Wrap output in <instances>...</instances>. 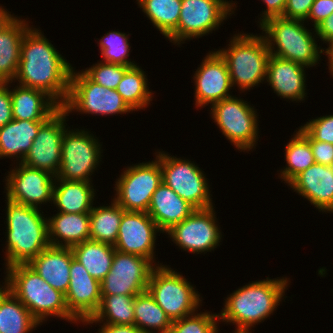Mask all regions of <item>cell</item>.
I'll list each match as a JSON object with an SVG mask.
<instances>
[{"instance_id": "6da1fadb", "label": "cell", "mask_w": 333, "mask_h": 333, "mask_svg": "<svg viewBox=\"0 0 333 333\" xmlns=\"http://www.w3.org/2000/svg\"><path fill=\"white\" fill-rule=\"evenodd\" d=\"M72 69L41 30L31 26L23 36L19 66L12 82L42 90L62 106L68 97Z\"/></svg>"}, {"instance_id": "7a4b0ae2", "label": "cell", "mask_w": 333, "mask_h": 333, "mask_svg": "<svg viewBox=\"0 0 333 333\" xmlns=\"http://www.w3.org/2000/svg\"><path fill=\"white\" fill-rule=\"evenodd\" d=\"M290 278L277 277L252 281L234 290L225 299L219 322L233 324V333H251V328L273 315L282 300Z\"/></svg>"}, {"instance_id": "3957f363", "label": "cell", "mask_w": 333, "mask_h": 333, "mask_svg": "<svg viewBox=\"0 0 333 333\" xmlns=\"http://www.w3.org/2000/svg\"><path fill=\"white\" fill-rule=\"evenodd\" d=\"M6 201L5 268L28 264L50 246L48 218L36 207Z\"/></svg>"}, {"instance_id": "277c9868", "label": "cell", "mask_w": 333, "mask_h": 333, "mask_svg": "<svg viewBox=\"0 0 333 333\" xmlns=\"http://www.w3.org/2000/svg\"><path fill=\"white\" fill-rule=\"evenodd\" d=\"M2 283L41 324L48 317L80 323L67 309L65 295L55 290L28 264H15L5 269Z\"/></svg>"}, {"instance_id": "5b68a950", "label": "cell", "mask_w": 333, "mask_h": 333, "mask_svg": "<svg viewBox=\"0 0 333 333\" xmlns=\"http://www.w3.org/2000/svg\"><path fill=\"white\" fill-rule=\"evenodd\" d=\"M304 23L302 20L280 16L269 18L260 24L270 54L307 68L319 64L323 48L316 41L318 36L315 28H312L314 31L309 30Z\"/></svg>"}, {"instance_id": "8992f818", "label": "cell", "mask_w": 333, "mask_h": 333, "mask_svg": "<svg viewBox=\"0 0 333 333\" xmlns=\"http://www.w3.org/2000/svg\"><path fill=\"white\" fill-rule=\"evenodd\" d=\"M227 47L216 50L225 60L232 87L245 92L266 83L270 52L262 34L238 33Z\"/></svg>"}, {"instance_id": "52a82bcc", "label": "cell", "mask_w": 333, "mask_h": 333, "mask_svg": "<svg viewBox=\"0 0 333 333\" xmlns=\"http://www.w3.org/2000/svg\"><path fill=\"white\" fill-rule=\"evenodd\" d=\"M147 291L171 321L200 310L203 301L190 281L170 266L163 264L153 268Z\"/></svg>"}, {"instance_id": "ba28073f", "label": "cell", "mask_w": 333, "mask_h": 333, "mask_svg": "<svg viewBox=\"0 0 333 333\" xmlns=\"http://www.w3.org/2000/svg\"><path fill=\"white\" fill-rule=\"evenodd\" d=\"M74 69L70 76L68 97L61 106L68 115L75 110L79 114L100 116L133 112L116 89L105 88L91 81L82 71Z\"/></svg>"}, {"instance_id": "9c48e42d", "label": "cell", "mask_w": 333, "mask_h": 333, "mask_svg": "<svg viewBox=\"0 0 333 333\" xmlns=\"http://www.w3.org/2000/svg\"><path fill=\"white\" fill-rule=\"evenodd\" d=\"M217 128L240 152L255 149L259 139L257 111L249 102L232 96L210 107Z\"/></svg>"}, {"instance_id": "30bf717a", "label": "cell", "mask_w": 333, "mask_h": 333, "mask_svg": "<svg viewBox=\"0 0 333 333\" xmlns=\"http://www.w3.org/2000/svg\"><path fill=\"white\" fill-rule=\"evenodd\" d=\"M235 8L232 0H182L177 28L167 39L181 46L186 40L208 35L232 16Z\"/></svg>"}, {"instance_id": "8fae6325", "label": "cell", "mask_w": 333, "mask_h": 333, "mask_svg": "<svg viewBox=\"0 0 333 333\" xmlns=\"http://www.w3.org/2000/svg\"><path fill=\"white\" fill-rule=\"evenodd\" d=\"M89 132L85 128L70 130L67 127L62 138L61 166L56 180L93 182L91 175L100 166L103 150L96 135Z\"/></svg>"}, {"instance_id": "7c38bea8", "label": "cell", "mask_w": 333, "mask_h": 333, "mask_svg": "<svg viewBox=\"0 0 333 333\" xmlns=\"http://www.w3.org/2000/svg\"><path fill=\"white\" fill-rule=\"evenodd\" d=\"M155 156L151 162L127 166L116 180L113 200L125 211H148L153 193L163 182L159 150Z\"/></svg>"}, {"instance_id": "4fadbf2b", "label": "cell", "mask_w": 333, "mask_h": 333, "mask_svg": "<svg viewBox=\"0 0 333 333\" xmlns=\"http://www.w3.org/2000/svg\"><path fill=\"white\" fill-rule=\"evenodd\" d=\"M160 151L163 183L195 209L213 207L212 194L204 171L193 161Z\"/></svg>"}, {"instance_id": "5bb4252c", "label": "cell", "mask_w": 333, "mask_h": 333, "mask_svg": "<svg viewBox=\"0 0 333 333\" xmlns=\"http://www.w3.org/2000/svg\"><path fill=\"white\" fill-rule=\"evenodd\" d=\"M215 207L196 209L165 234L183 251L201 254L214 251L222 242V233L217 224ZM219 226V227H218Z\"/></svg>"}, {"instance_id": "9a60e30c", "label": "cell", "mask_w": 333, "mask_h": 333, "mask_svg": "<svg viewBox=\"0 0 333 333\" xmlns=\"http://www.w3.org/2000/svg\"><path fill=\"white\" fill-rule=\"evenodd\" d=\"M154 267L147 258L115 250L110 272L100 282L101 295L137 296L147 291Z\"/></svg>"}, {"instance_id": "2e32d148", "label": "cell", "mask_w": 333, "mask_h": 333, "mask_svg": "<svg viewBox=\"0 0 333 333\" xmlns=\"http://www.w3.org/2000/svg\"><path fill=\"white\" fill-rule=\"evenodd\" d=\"M5 178L6 199L41 209V204H52L56 177L37 168L14 163Z\"/></svg>"}, {"instance_id": "e0dca14e", "label": "cell", "mask_w": 333, "mask_h": 333, "mask_svg": "<svg viewBox=\"0 0 333 333\" xmlns=\"http://www.w3.org/2000/svg\"><path fill=\"white\" fill-rule=\"evenodd\" d=\"M66 116L69 115L60 108L40 127L21 163L56 177L61 166L62 138L67 129Z\"/></svg>"}, {"instance_id": "ac0fdd59", "label": "cell", "mask_w": 333, "mask_h": 333, "mask_svg": "<svg viewBox=\"0 0 333 333\" xmlns=\"http://www.w3.org/2000/svg\"><path fill=\"white\" fill-rule=\"evenodd\" d=\"M162 233L147 212L125 211L114 244L115 250L149 259L155 266L156 235Z\"/></svg>"}, {"instance_id": "d6986e66", "label": "cell", "mask_w": 333, "mask_h": 333, "mask_svg": "<svg viewBox=\"0 0 333 333\" xmlns=\"http://www.w3.org/2000/svg\"><path fill=\"white\" fill-rule=\"evenodd\" d=\"M194 73L196 108L210 107L232 97V84L225 60L217 51H209Z\"/></svg>"}, {"instance_id": "ffe728a7", "label": "cell", "mask_w": 333, "mask_h": 333, "mask_svg": "<svg viewBox=\"0 0 333 333\" xmlns=\"http://www.w3.org/2000/svg\"><path fill=\"white\" fill-rule=\"evenodd\" d=\"M65 301L69 312L83 324L93 316L101 303L100 282L74 258L71 261L70 282Z\"/></svg>"}, {"instance_id": "44dd1931", "label": "cell", "mask_w": 333, "mask_h": 333, "mask_svg": "<svg viewBox=\"0 0 333 333\" xmlns=\"http://www.w3.org/2000/svg\"><path fill=\"white\" fill-rule=\"evenodd\" d=\"M288 185L319 212L333 213V166L314 163Z\"/></svg>"}, {"instance_id": "7402d4cb", "label": "cell", "mask_w": 333, "mask_h": 333, "mask_svg": "<svg viewBox=\"0 0 333 333\" xmlns=\"http://www.w3.org/2000/svg\"><path fill=\"white\" fill-rule=\"evenodd\" d=\"M305 68L291 60L270 55L266 82L278 97L299 103L307 96Z\"/></svg>"}, {"instance_id": "603a6c76", "label": "cell", "mask_w": 333, "mask_h": 333, "mask_svg": "<svg viewBox=\"0 0 333 333\" xmlns=\"http://www.w3.org/2000/svg\"><path fill=\"white\" fill-rule=\"evenodd\" d=\"M71 248L48 246L33 258L28 265L33 268L55 290L64 295L70 282Z\"/></svg>"}, {"instance_id": "cb8c5ba5", "label": "cell", "mask_w": 333, "mask_h": 333, "mask_svg": "<svg viewBox=\"0 0 333 333\" xmlns=\"http://www.w3.org/2000/svg\"><path fill=\"white\" fill-rule=\"evenodd\" d=\"M195 210L192 205L162 182L151 197L147 213L155 221L159 230L166 233Z\"/></svg>"}, {"instance_id": "d4e9b609", "label": "cell", "mask_w": 333, "mask_h": 333, "mask_svg": "<svg viewBox=\"0 0 333 333\" xmlns=\"http://www.w3.org/2000/svg\"><path fill=\"white\" fill-rule=\"evenodd\" d=\"M13 119L47 121L61 106L46 92L16 85L10 89Z\"/></svg>"}, {"instance_id": "484cf974", "label": "cell", "mask_w": 333, "mask_h": 333, "mask_svg": "<svg viewBox=\"0 0 333 333\" xmlns=\"http://www.w3.org/2000/svg\"><path fill=\"white\" fill-rule=\"evenodd\" d=\"M51 246L69 247L90 238V213L57 212L48 217Z\"/></svg>"}, {"instance_id": "4316f807", "label": "cell", "mask_w": 333, "mask_h": 333, "mask_svg": "<svg viewBox=\"0 0 333 333\" xmlns=\"http://www.w3.org/2000/svg\"><path fill=\"white\" fill-rule=\"evenodd\" d=\"M45 122L13 119L0 128V159L16 158V163L22 162Z\"/></svg>"}, {"instance_id": "83f0119b", "label": "cell", "mask_w": 333, "mask_h": 333, "mask_svg": "<svg viewBox=\"0 0 333 333\" xmlns=\"http://www.w3.org/2000/svg\"><path fill=\"white\" fill-rule=\"evenodd\" d=\"M28 21L16 17L0 32V82H12L20 61L21 43L30 28Z\"/></svg>"}, {"instance_id": "f1b7e54d", "label": "cell", "mask_w": 333, "mask_h": 333, "mask_svg": "<svg viewBox=\"0 0 333 333\" xmlns=\"http://www.w3.org/2000/svg\"><path fill=\"white\" fill-rule=\"evenodd\" d=\"M96 190L92 183L84 181L55 180L52 204L57 212L90 213Z\"/></svg>"}, {"instance_id": "f546056e", "label": "cell", "mask_w": 333, "mask_h": 333, "mask_svg": "<svg viewBox=\"0 0 333 333\" xmlns=\"http://www.w3.org/2000/svg\"><path fill=\"white\" fill-rule=\"evenodd\" d=\"M39 325L20 300L0 284V333H30Z\"/></svg>"}, {"instance_id": "4dcf8cb0", "label": "cell", "mask_w": 333, "mask_h": 333, "mask_svg": "<svg viewBox=\"0 0 333 333\" xmlns=\"http://www.w3.org/2000/svg\"><path fill=\"white\" fill-rule=\"evenodd\" d=\"M74 259L81 263L88 273L101 282L110 272L115 254L114 245L86 240L71 248Z\"/></svg>"}, {"instance_id": "1f68e13d", "label": "cell", "mask_w": 333, "mask_h": 333, "mask_svg": "<svg viewBox=\"0 0 333 333\" xmlns=\"http://www.w3.org/2000/svg\"><path fill=\"white\" fill-rule=\"evenodd\" d=\"M134 299L129 295H101L98 310L82 325H134Z\"/></svg>"}, {"instance_id": "d6a6232c", "label": "cell", "mask_w": 333, "mask_h": 333, "mask_svg": "<svg viewBox=\"0 0 333 333\" xmlns=\"http://www.w3.org/2000/svg\"><path fill=\"white\" fill-rule=\"evenodd\" d=\"M125 210L112 199L109 206H93L90 212L89 240L114 245Z\"/></svg>"}, {"instance_id": "836d02e7", "label": "cell", "mask_w": 333, "mask_h": 333, "mask_svg": "<svg viewBox=\"0 0 333 333\" xmlns=\"http://www.w3.org/2000/svg\"><path fill=\"white\" fill-rule=\"evenodd\" d=\"M172 321L148 291L135 296L134 325L143 333H168Z\"/></svg>"}, {"instance_id": "e575fe53", "label": "cell", "mask_w": 333, "mask_h": 333, "mask_svg": "<svg viewBox=\"0 0 333 333\" xmlns=\"http://www.w3.org/2000/svg\"><path fill=\"white\" fill-rule=\"evenodd\" d=\"M140 67L139 65L129 67L116 88L133 111L147 108L153 99V92L149 90L146 73Z\"/></svg>"}, {"instance_id": "d590c367", "label": "cell", "mask_w": 333, "mask_h": 333, "mask_svg": "<svg viewBox=\"0 0 333 333\" xmlns=\"http://www.w3.org/2000/svg\"><path fill=\"white\" fill-rule=\"evenodd\" d=\"M285 145L286 167L280 169L279 177L289 184L297 175L315 163L308 139L299 131Z\"/></svg>"}, {"instance_id": "8d00e7d4", "label": "cell", "mask_w": 333, "mask_h": 333, "mask_svg": "<svg viewBox=\"0 0 333 333\" xmlns=\"http://www.w3.org/2000/svg\"><path fill=\"white\" fill-rule=\"evenodd\" d=\"M153 26L167 38L179 22L182 0H136Z\"/></svg>"}, {"instance_id": "74e56055", "label": "cell", "mask_w": 333, "mask_h": 333, "mask_svg": "<svg viewBox=\"0 0 333 333\" xmlns=\"http://www.w3.org/2000/svg\"><path fill=\"white\" fill-rule=\"evenodd\" d=\"M129 34L120 31H110L99 40L102 62L120 64L127 67L135 66V61L129 60L131 49Z\"/></svg>"}, {"instance_id": "f35d334b", "label": "cell", "mask_w": 333, "mask_h": 333, "mask_svg": "<svg viewBox=\"0 0 333 333\" xmlns=\"http://www.w3.org/2000/svg\"><path fill=\"white\" fill-rule=\"evenodd\" d=\"M209 311L185 316L172 321L168 333H219V314ZM218 323V324H217Z\"/></svg>"}, {"instance_id": "ab89813d", "label": "cell", "mask_w": 333, "mask_h": 333, "mask_svg": "<svg viewBox=\"0 0 333 333\" xmlns=\"http://www.w3.org/2000/svg\"><path fill=\"white\" fill-rule=\"evenodd\" d=\"M129 67L98 61L82 71L91 81L109 89H116L126 70Z\"/></svg>"}, {"instance_id": "60d3db41", "label": "cell", "mask_w": 333, "mask_h": 333, "mask_svg": "<svg viewBox=\"0 0 333 333\" xmlns=\"http://www.w3.org/2000/svg\"><path fill=\"white\" fill-rule=\"evenodd\" d=\"M314 140L333 144V115L309 120L301 126Z\"/></svg>"}, {"instance_id": "b9f144b4", "label": "cell", "mask_w": 333, "mask_h": 333, "mask_svg": "<svg viewBox=\"0 0 333 333\" xmlns=\"http://www.w3.org/2000/svg\"><path fill=\"white\" fill-rule=\"evenodd\" d=\"M297 129L308 139L315 163L333 166V144L314 140L301 126Z\"/></svg>"}, {"instance_id": "7bdbcfd3", "label": "cell", "mask_w": 333, "mask_h": 333, "mask_svg": "<svg viewBox=\"0 0 333 333\" xmlns=\"http://www.w3.org/2000/svg\"><path fill=\"white\" fill-rule=\"evenodd\" d=\"M314 0H287L284 18L306 21Z\"/></svg>"}, {"instance_id": "ee69618b", "label": "cell", "mask_w": 333, "mask_h": 333, "mask_svg": "<svg viewBox=\"0 0 333 333\" xmlns=\"http://www.w3.org/2000/svg\"><path fill=\"white\" fill-rule=\"evenodd\" d=\"M0 82V128L13 120L10 84Z\"/></svg>"}, {"instance_id": "f6af8a7d", "label": "cell", "mask_w": 333, "mask_h": 333, "mask_svg": "<svg viewBox=\"0 0 333 333\" xmlns=\"http://www.w3.org/2000/svg\"><path fill=\"white\" fill-rule=\"evenodd\" d=\"M333 13V0H314L308 18L305 22L311 21L315 28L320 22Z\"/></svg>"}, {"instance_id": "bcb514c9", "label": "cell", "mask_w": 333, "mask_h": 333, "mask_svg": "<svg viewBox=\"0 0 333 333\" xmlns=\"http://www.w3.org/2000/svg\"><path fill=\"white\" fill-rule=\"evenodd\" d=\"M266 7L264 11L260 14V19L257 23L262 24L265 20L272 17H280L283 16L287 0H262Z\"/></svg>"}, {"instance_id": "7dc6e473", "label": "cell", "mask_w": 333, "mask_h": 333, "mask_svg": "<svg viewBox=\"0 0 333 333\" xmlns=\"http://www.w3.org/2000/svg\"><path fill=\"white\" fill-rule=\"evenodd\" d=\"M316 35L323 43L333 42V13L320 22L316 27Z\"/></svg>"}, {"instance_id": "c3c4849f", "label": "cell", "mask_w": 333, "mask_h": 333, "mask_svg": "<svg viewBox=\"0 0 333 333\" xmlns=\"http://www.w3.org/2000/svg\"><path fill=\"white\" fill-rule=\"evenodd\" d=\"M97 333H143L135 325L102 324Z\"/></svg>"}, {"instance_id": "681fc988", "label": "cell", "mask_w": 333, "mask_h": 333, "mask_svg": "<svg viewBox=\"0 0 333 333\" xmlns=\"http://www.w3.org/2000/svg\"><path fill=\"white\" fill-rule=\"evenodd\" d=\"M10 13V14H9ZM16 16L12 15L7 9L0 6V32L8 26Z\"/></svg>"}, {"instance_id": "f907efd6", "label": "cell", "mask_w": 333, "mask_h": 333, "mask_svg": "<svg viewBox=\"0 0 333 333\" xmlns=\"http://www.w3.org/2000/svg\"><path fill=\"white\" fill-rule=\"evenodd\" d=\"M327 49L323 48V54H326L325 56H327L328 58V65L329 66V72L333 77V42L327 44ZM325 49V50H324Z\"/></svg>"}]
</instances>
